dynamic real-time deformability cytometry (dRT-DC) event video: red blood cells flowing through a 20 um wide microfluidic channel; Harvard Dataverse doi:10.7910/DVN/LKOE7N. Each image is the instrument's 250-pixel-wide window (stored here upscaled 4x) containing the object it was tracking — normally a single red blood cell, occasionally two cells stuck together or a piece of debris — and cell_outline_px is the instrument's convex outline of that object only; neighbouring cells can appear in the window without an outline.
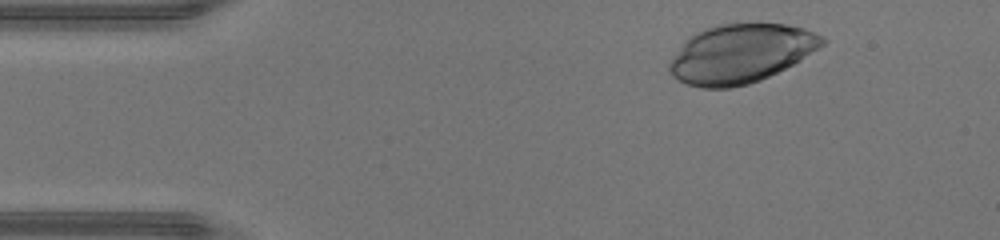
{"species": "human", "species_latin": "Homo sapiens", "temperature_condition": "warm", "stored_images_in_passage": 36, "camera_frame_rate_fps": 3000, "um_per_image_px": 0.085, "donor": {"sex": "male"}, "frame": {"image": 1, "passage_image": 3, "time_ms": 0.667, "image_size_px": [1000, 240], "cell_outline_px": [[828, 40], [824, 44], [800, 60], [760, 80], [748, 84], [732, 88], [700, 88], [688, 84], [672, 76], [668, 72], [668, 64], [672, 56], [684, 40], [688, 36], [704, 28], [720, 24], [756, 20], [784, 24], [804, 28], [816, 32], [824, 36]], "centroid_in_image_um": [62.95, 4.51], "position_along_channel_um": 22.0, "area_um2": 53.41}}
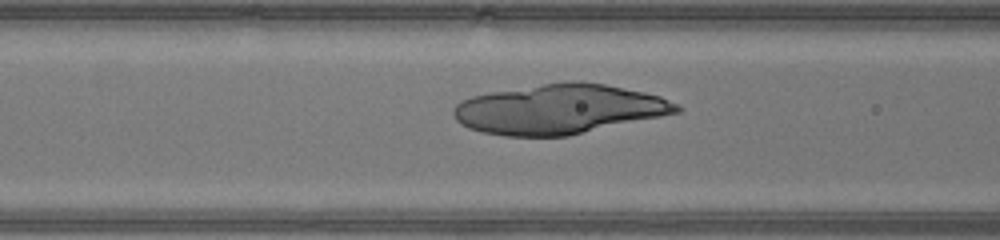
{"frame": {"image": 2, "passage_image": 15, "time_ms": 4.667, "image_size_px": [1000, 240], "cell_outline_px": [[680, 112], [568, 136], [504, 136], [484, 132], [468, 128], [460, 124], [456, 120], [452, 112], [452, 108], [460, 100], [472, 96], [492, 92], [564, 80], [576, 80], [604, 84], [644, 92], [660, 96], [680, 104]], "centroid_in_image_um": [47.52, 9.27], "position_along_channel_um": 119.1, "area_um2": 64.68}}
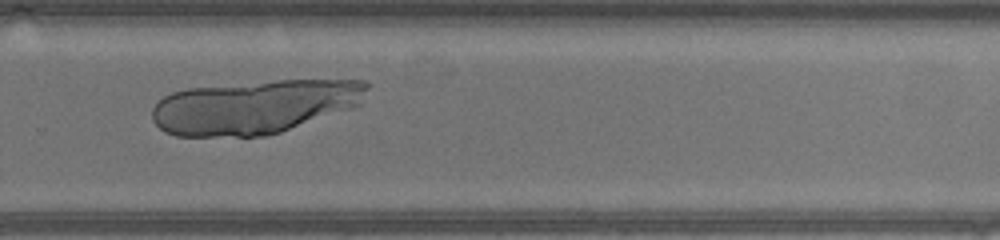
{"frame": {"image": 3, "passage_image": 28, "time_ms": 9.0, "image_size_px": [1000, 240], "cell_outline_px": [[368, 88], [360, 104], [352, 108], [280, 132], [264, 136], [176, 136], [164, 132], [152, 120], [152, 108], [164, 96], [172, 92], [188, 88], [276, 80], [368, 80]], "centroid_in_image_um": [21.63, 9.07], "position_along_channel_um": 308.2, "area_um2": 67.34}}